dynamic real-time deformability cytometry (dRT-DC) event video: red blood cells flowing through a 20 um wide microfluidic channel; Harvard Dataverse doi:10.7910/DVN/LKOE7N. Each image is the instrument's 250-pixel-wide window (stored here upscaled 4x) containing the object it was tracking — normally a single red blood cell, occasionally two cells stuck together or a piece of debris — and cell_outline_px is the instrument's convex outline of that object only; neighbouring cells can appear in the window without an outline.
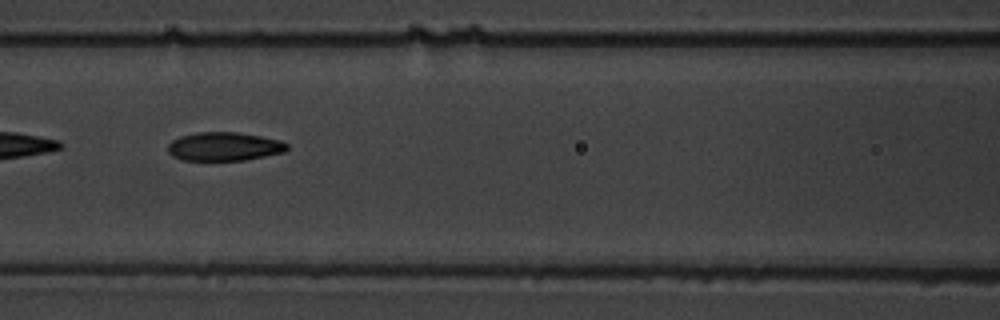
{"species": "common noctule bat (a hibernating species)", "species_latin": "Nyctalus noctula", "temperature_condition": "warm", "stored_images_in_passage": 6, "camera_frame_rate_fps": 3000, "um_per_image_px": 0.085, "animal": {"sex": "male", "body_mass_g": 19.5, "forearm_length_mm": 54.6}, "frame": {"image": 1, "passage_image": 3, "time_ms": 2.333, "image_size_px": [1000, 320], "cell_outline_px": [[288, 148], [284, 152], [244, 160], [184, 160], [172, 156], [168, 152], [168, 144], [172, 140], [180, 136], [196, 132], [236, 132], [260, 136], [280, 140], [288, 144]], "centroid_in_image_um": [19.04, 12.45], "position_along_channel_um": 147.6, "area_um2": 19.83}}
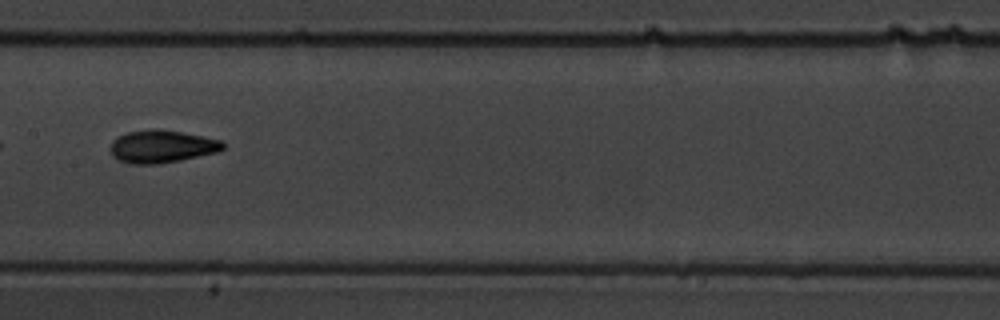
{"frame": {"image": 2, "passage_image": 4, "time_ms": 3.667, "image_size_px": [1000, 320], "cell_outline_px": [[224, 148], [220, 152], [180, 160], [156, 164], [132, 164], [120, 160], [112, 156], [108, 148], [112, 140], [128, 132], [156, 128], [204, 136], [220, 140], [224, 144]], "centroid_in_image_um": [13.74, 12.45], "position_along_channel_um": 193.7, "area_um2": 21.5}}
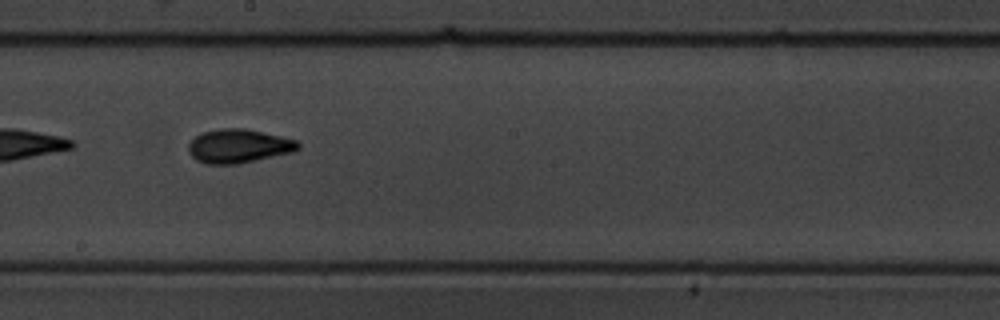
{"frame": {"image": 3, "passage_image": 5, "time_ms": 4.667, "image_size_px": [1000, 320], "cell_outline_px": [[300, 148], [292, 152], [236, 164], [208, 164], [196, 160], [188, 152], [188, 144], [200, 132], [220, 128], [244, 128], [280, 136], [296, 140], [300, 144]], "centroid_in_image_um": [20.25, 12.41], "position_along_channel_um": 228.0, "area_um2": 21.5}}